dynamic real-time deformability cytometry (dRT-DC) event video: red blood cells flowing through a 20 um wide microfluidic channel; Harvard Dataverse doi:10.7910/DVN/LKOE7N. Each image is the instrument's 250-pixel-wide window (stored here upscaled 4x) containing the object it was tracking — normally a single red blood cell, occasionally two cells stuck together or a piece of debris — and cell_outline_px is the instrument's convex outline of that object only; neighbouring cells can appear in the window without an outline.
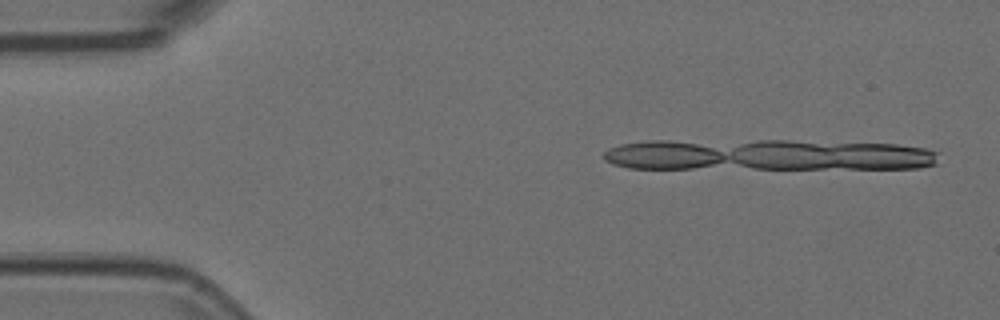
{"species": "Egyptian fruit bat (a non-hibernating species)", "species_latin": "Rousettus aegyptiacus", "temperature_condition": "room temperature", "stored_images_in_passage": 4, "camera_frame_rate_fps": 3000, "um_per_image_px": 0.085, "animal": {"sex": "female"}, "frame": {"image": 1, "passage_image": 1, "time_ms": 0.0, "image_size_px": [1000, 320], "cell_outline_px": [[932, 164], [908, 168], [760, 168], [744, 164], [736, 160], [748, 144], [888, 144], [920, 148], [932, 152]], "centroid_in_image_um": [70.9, 13.27], "position_along_channel_um": 14.1, "area_um2": 31.39}}